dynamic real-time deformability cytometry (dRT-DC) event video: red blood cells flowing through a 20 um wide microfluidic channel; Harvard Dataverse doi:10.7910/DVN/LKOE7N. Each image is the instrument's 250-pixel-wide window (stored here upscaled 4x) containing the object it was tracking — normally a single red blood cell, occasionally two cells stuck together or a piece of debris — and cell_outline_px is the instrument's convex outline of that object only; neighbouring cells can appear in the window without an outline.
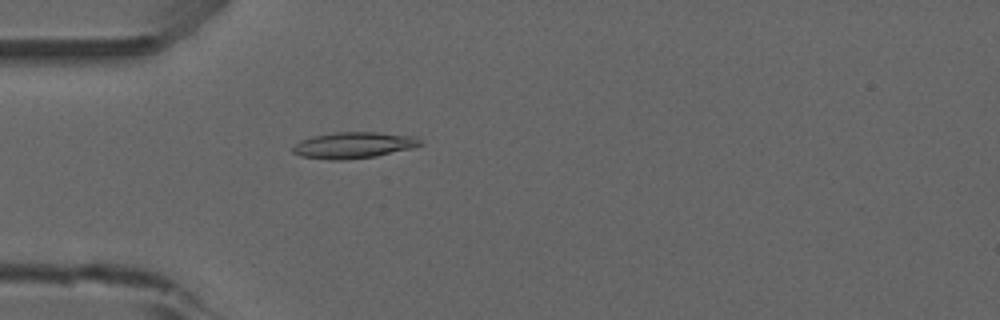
{"species": "common noctule bat (a hibernating species)", "species_latin": "Nyctalus noctula", "temperature_condition": "room temperature", "stored_images_in_passage": 49, "camera_frame_rate_fps": 3000, "um_per_image_px": 0.085, "animal": {"sex": "male", "forearm_length_mm": 52.5}, "frame": {"image": 1, "passage_image": 12, "time_ms": 3.667, "image_size_px": [1000, 320], "cell_outline_px": [[400, 148], [368, 156], [308, 156], [324, 136], [392, 136]], "centroid_in_image_um": [30.08, 12.4], "position_along_channel_um": 54.9, "area_um2": 10.87}}
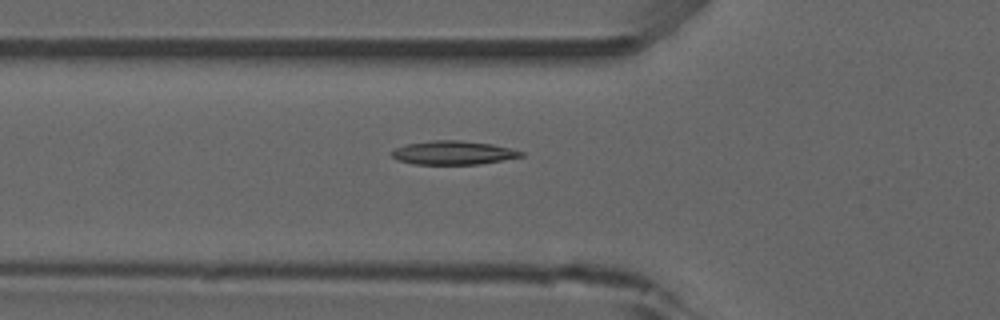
{"frame": {"image": 2, "passage_image": 15, "time_ms": 4.667, "image_size_px": [1000, 320], "cell_outline_px": [[516, 156], [468, 164], [424, 164], [404, 160], [396, 156], [420, 144], [480, 144], [500, 148], [516, 152]], "centroid_in_image_um": [38.62, 13.08], "position_along_channel_um": 87.2, "area_um2": 13.29}}
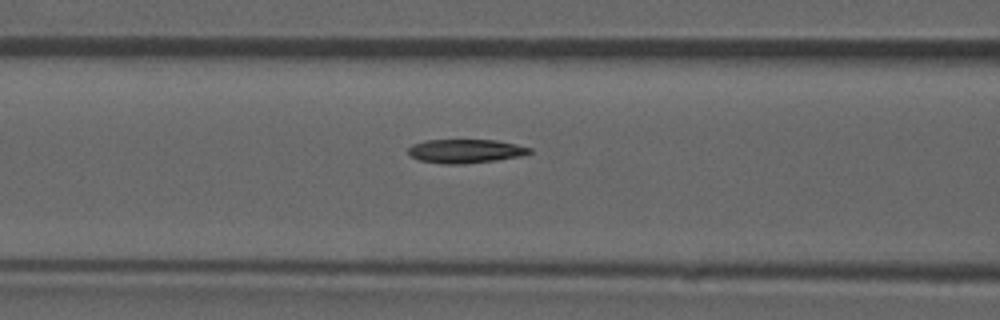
{"frame": {"image": 3, "passage_image": 18, "time_ms": 5.667, "image_size_px": [1000, 320], "cell_outline_px": [[528, 152], [508, 156], [484, 160], [428, 160], [416, 156], [412, 152], [412, 148], [420, 144], [440, 140], [484, 140], [508, 144], [528, 148]], "centroid_in_image_um": [39.59, 12.76], "position_along_channel_um": 127.0, "area_um2": 13.35}}